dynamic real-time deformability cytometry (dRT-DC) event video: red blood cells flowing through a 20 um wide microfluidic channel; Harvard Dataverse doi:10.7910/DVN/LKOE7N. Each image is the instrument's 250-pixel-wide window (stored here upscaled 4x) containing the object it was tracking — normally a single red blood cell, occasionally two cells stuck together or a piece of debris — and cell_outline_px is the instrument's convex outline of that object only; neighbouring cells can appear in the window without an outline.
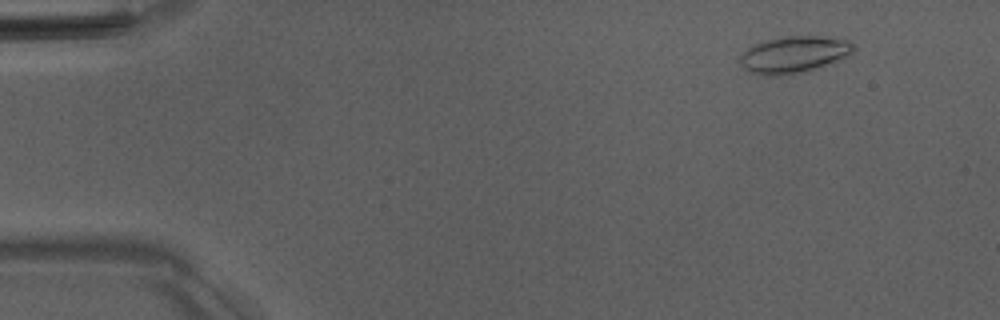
{"species": "Egyptian fruit bat (a non-hibernating species)", "species_latin": "Rousettus aegyptiacus", "temperature_condition": "room temperature", "stored_images_in_passage": 47, "camera_frame_rate_fps": 3000, "um_per_image_px": 0.085, "animal": {"sex": "male"}, "frame": {"image": 1, "passage_image": 1, "time_ms": 0.0, "image_size_px": [1000, 320], "cell_outline_px": [[856, 48], [852, 52], [820, 68], [804, 72], [780, 76], [760, 76], [748, 72], [740, 64], [740, 56], [748, 48], [756, 44], [768, 40], [788, 36], [820, 36], [848, 40], [856, 44]], "centroid_in_image_um": [67.48, 4.66], "position_along_channel_um": 17.5, "area_um2": 24.33}}
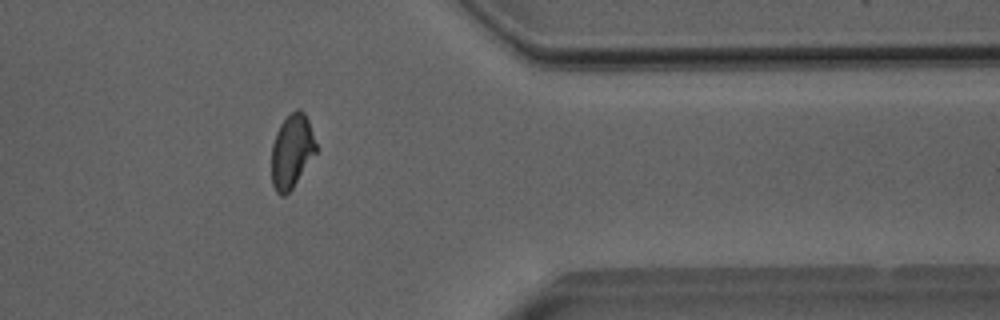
{"frame": {"image": 2, "passage_image": 38, "time_ms": 12.333, "image_size_px": [1000, 320], "cell_outline_px": [[320, 148], [292, 188], [284, 196], [280, 196], [276, 192], [272, 184], [272, 144], [276, 132], [280, 124], [296, 108], [300, 108], [304, 112], [308, 120]], "centroid_in_image_um": [24.84, 12.84], "position_along_channel_um": 386.6, "area_um2": 19.42}}
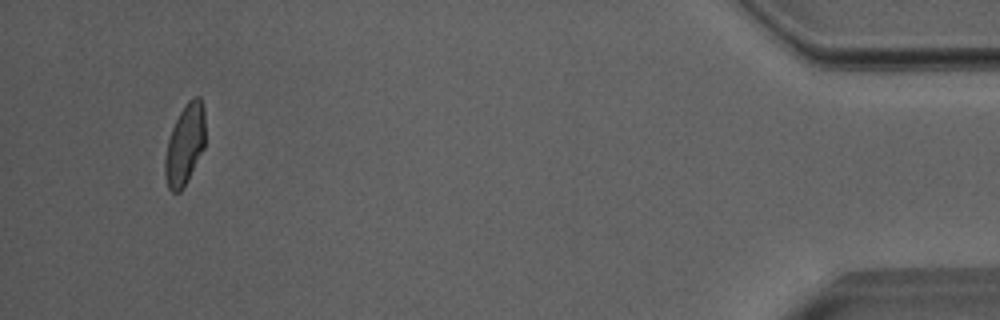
{"frame": {"image": 3, "passage_image": 45, "time_ms": 14.667, "image_size_px": [1000, 320], "cell_outline_px": [[204, 148], [180, 192], [172, 192], [168, 188], [164, 176], [164, 160], [168, 140], [172, 128], [180, 112], [188, 100], [192, 96], [200, 96], [204, 104]], "centroid_in_image_um": [15.7, 12.26], "position_along_channel_um": 419.5, "area_um2": 18.79}, "authors_computed_cell_mechanics": {"area_um2": 19.8832, "velocity_mm_per_s": 3.9981, "shape_relaxation_time_tau1_ms": 5.2241, "shape_relaxation_time_tau2_ms": 1.5883, "deformation_change_tau1": 0.1473, "deformation_change_tau2": 0.0678}}